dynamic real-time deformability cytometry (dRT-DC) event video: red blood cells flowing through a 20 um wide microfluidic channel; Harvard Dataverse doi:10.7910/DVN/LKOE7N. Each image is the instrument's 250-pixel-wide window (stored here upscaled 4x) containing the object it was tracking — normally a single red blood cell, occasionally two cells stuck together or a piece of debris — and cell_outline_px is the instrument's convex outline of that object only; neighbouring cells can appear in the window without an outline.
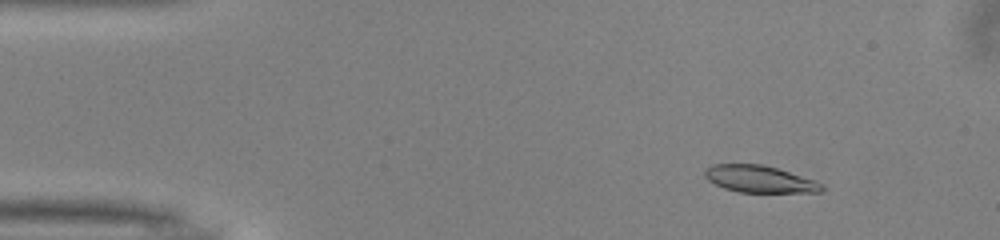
{"species": "common noctule bat (a hibernating species)", "species_latin": "Nyctalus noctula", "temperature_condition": "warm", "stored_images_in_passage": 49, "camera_frame_rate_fps": 3000, "um_per_image_px": 0.085, "animal": {"sex": "male", "body_mass_g": 13.0, "forearm_length_mm": 53.1}, "frame": {"image": 1, "passage_image": 5, "time_ms": 1.333, "image_size_px": [1000, 240], "cell_outline_px": [[824, 192], [740, 192], [724, 188], [708, 180], [704, 176], [704, 172], [712, 164], [760, 164], [776, 168], [824, 184]], "centroid_in_image_um": [64.55, 15.23], "position_along_channel_um": 20.5, "area_um2": 18.09}}
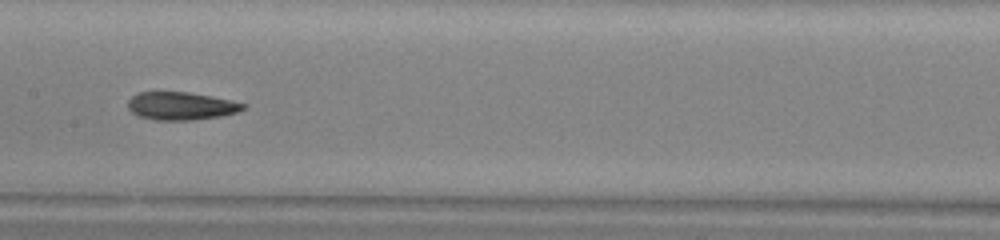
{"frame": {"image": 2, "passage_image": 24, "time_ms": 7.667, "image_size_px": [1000, 240], "cell_outline_px": [[248, 104], [244, 108], [236, 112], [220, 116], [192, 120], [156, 120], [140, 116], [132, 112], [128, 108], [128, 100], [136, 92], [188, 92], [232, 100]], "centroid_in_image_um": [15.38, 9.0], "position_along_channel_um": 192.0, "area_um2": 18.67}}
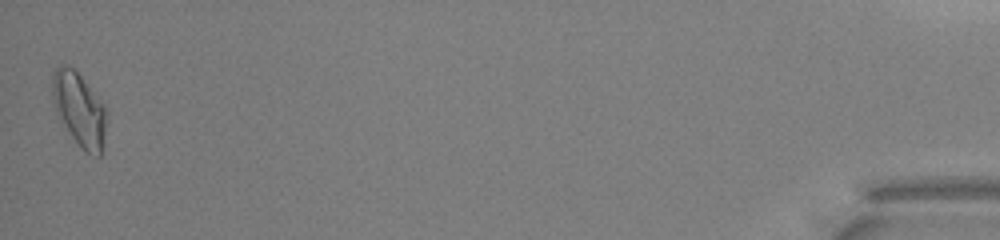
{"frame": {"image": 3, "passage_image": 49, "time_ms": 16.0, "image_size_px": [1000, 240], "cell_outline_px": [[108, 112], [100, 156], [96, 156], [88, 152], [72, 136], [60, 120], [56, 112], [52, 100], [52, 72], [60, 64], [68, 64], [80, 76], [108, 108]], "centroid_in_image_um": [6.73, 9.23], "position_along_channel_um": 428.5, "area_um2": 23.0}, "authors_computed_cell_mechanics": {"area_um2": 19.074, "velocity_mm_per_s": 4.037, "shape_relaxation_time_tau1_ms": 7.7772, "shape_relaxation_time_tau2_ms": 2.8136, "deformation_change_tau1": 0.2082, "deformation_change_tau2": 0.1001}}